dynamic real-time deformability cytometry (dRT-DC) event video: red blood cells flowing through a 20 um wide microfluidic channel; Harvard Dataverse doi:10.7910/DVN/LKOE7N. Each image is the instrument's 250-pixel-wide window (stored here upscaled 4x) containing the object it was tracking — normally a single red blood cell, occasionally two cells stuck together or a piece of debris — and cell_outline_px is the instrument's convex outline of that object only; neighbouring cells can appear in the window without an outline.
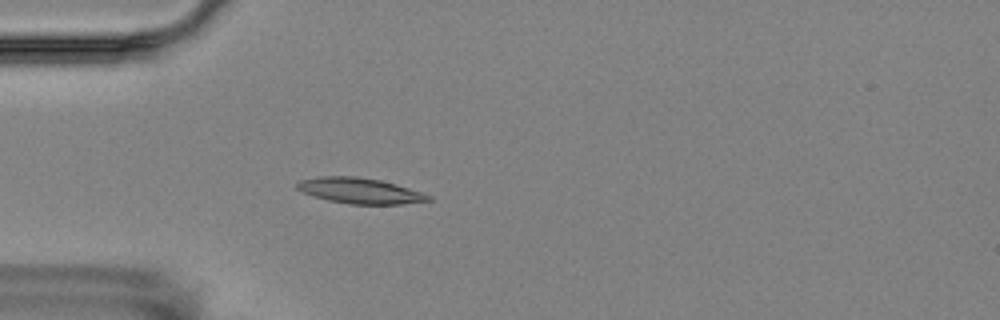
{"species": "Egyptian fruit bat (a non-hibernating species)", "species_latin": "Rousettus aegyptiacus", "temperature_condition": "room temperature", "stored_images_in_passage": 4, "camera_frame_rate_fps": 3000, "um_per_image_px": 0.085, "animal": {"sex": "female"}, "frame": {"image": 1, "passage_image": 4, "time_ms": 3.667, "image_size_px": [1000, 320], "cell_outline_px": [[432, 200], [400, 204], [348, 204], [328, 200], [312, 196], [296, 188], [296, 184], [300, 180], [320, 176], [356, 176], [380, 180], [396, 184], [432, 196]], "centroid_in_image_um": [30.57, 16.21], "position_along_channel_um": 54.4, "area_um2": 19.54}}